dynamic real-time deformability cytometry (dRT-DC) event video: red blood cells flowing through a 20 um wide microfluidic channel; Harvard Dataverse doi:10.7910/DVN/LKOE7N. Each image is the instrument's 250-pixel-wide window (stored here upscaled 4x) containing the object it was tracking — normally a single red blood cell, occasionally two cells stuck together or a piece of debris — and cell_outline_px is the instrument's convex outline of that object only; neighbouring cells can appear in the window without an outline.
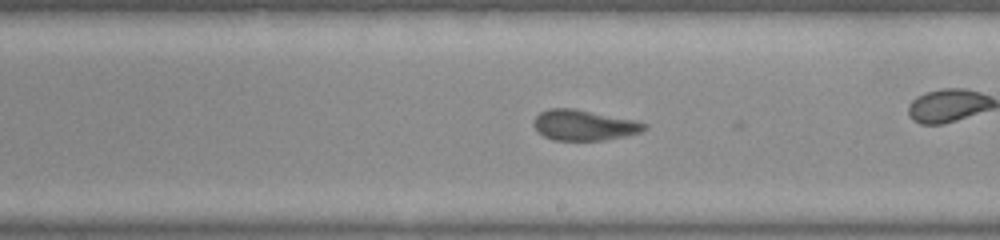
{"species": "common noctule bat (a hibernating species)", "species_latin": "Nyctalus noctula", "temperature_condition": "warm", "stored_images_in_passage": 21, "camera_frame_rate_fps": 3000, "um_per_image_px": 0.085, "animal": {"sex": "female", "body_mass_g": 22.0, "forearm_length_mm": 56.7}, "frame": {"image": 1, "passage_image": 18, "time_ms": 5.667, "image_size_px": [1000, 240], "cell_outline_px": [[648, 128], [640, 132], [624, 136], [604, 140], [552, 140], [544, 136], [532, 124], [532, 120], [540, 112], [548, 108], [572, 108], [636, 120], [648, 124]], "centroid_in_image_um": [49.64, 10.63], "position_along_channel_um": 239.4, "area_um2": 19.71}}